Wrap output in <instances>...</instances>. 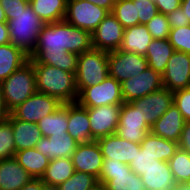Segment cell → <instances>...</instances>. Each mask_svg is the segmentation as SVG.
I'll list each match as a JSON object with an SVG mask.
<instances>
[{
  "instance_id": "cell-26",
  "label": "cell",
  "mask_w": 190,
  "mask_h": 190,
  "mask_svg": "<svg viewBox=\"0 0 190 190\" xmlns=\"http://www.w3.org/2000/svg\"><path fill=\"white\" fill-rule=\"evenodd\" d=\"M99 186L105 190H146L141 176L135 172L100 174Z\"/></svg>"
},
{
  "instance_id": "cell-43",
  "label": "cell",
  "mask_w": 190,
  "mask_h": 190,
  "mask_svg": "<svg viewBox=\"0 0 190 190\" xmlns=\"http://www.w3.org/2000/svg\"><path fill=\"white\" fill-rule=\"evenodd\" d=\"M132 172L130 166L120 161H113L112 159H103L102 170L100 174H119Z\"/></svg>"
},
{
  "instance_id": "cell-37",
  "label": "cell",
  "mask_w": 190,
  "mask_h": 190,
  "mask_svg": "<svg viewBox=\"0 0 190 190\" xmlns=\"http://www.w3.org/2000/svg\"><path fill=\"white\" fill-rule=\"evenodd\" d=\"M168 39L175 51L190 54V24L170 29Z\"/></svg>"
},
{
  "instance_id": "cell-46",
  "label": "cell",
  "mask_w": 190,
  "mask_h": 190,
  "mask_svg": "<svg viewBox=\"0 0 190 190\" xmlns=\"http://www.w3.org/2000/svg\"><path fill=\"white\" fill-rule=\"evenodd\" d=\"M178 146L179 149L190 154V121L184 123Z\"/></svg>"
},
{
  "instance_id": "cell-1",
  "label": "cell",
  "mask_w": 190,
  "mask_h": 190,
  "mask_svg": "<svg viewBox=\"0 0 190 190\" xmlns=\"http://www.w3.org/2000/svg\"><path fill=\"white\" fill-rule=\"evenodd\" d=\"M91 49V33L62 20L43 25L29 60L76 74L78 55Z\"/></svg>"
},
{
  "instance_id": "cell-53",
  "label": "cell",
  "mask_w": 190,
  "mask_h": 190,
  "mask_svg": "<svg viewBox=\"0 0 190 190\" xmlns=\"http://www.w3.org/2000/svg\"><path fill=\"white\" fill-rule=\"evenodd\" d=\"M6 22H7V17L5 11L2 9V6L0 4V23H6Z\"/></svg>"
},
{
  "instance_id": "cell-31",
  "label": "cell",
  "mask_w": 190,
  "mask_h": 190,
  "mask_svg": "<svg viewBox=\"0 0 190 190\" xmlns=\"http://www.w3.org/2000/svg\"><path fill=\"white\" fill-rule=\"evenodd\" d=\"M42 137L58 134H68V104H63L54 113L38 121Z\"/></svg>"
},
{
  "instance_id": "cell-9",
  "label": "cell",
  "mask_w": 190,
  "mask_h": 190,
  "mask_svg": "<svg viewBox=\"0 0 190 190\" xmlns=\"http://www.w3.org/2000/svg\"><path fill=\"white\" fill-rule=\"evenodd\" d=\"M62 105L63 103L57 98L36 91L25 102L15 108L11 114L18 120L37 124L38 121L54 113Z\"/></svg>"
},
{
  "instance_id": "cell-30",
  "label": "cell",
  "mask_w": 190,
  "mask_h": 190,
  "mask_svg": "<svg viewBox=\"0 0 190 190\" xmlns=\"http://www.w3.org/2000/svg\"><path fill=\"white\" fill-rule=\"evenodd\" d=\"M29 4L44 24L62 21L66 15L67 0H32Z\"/></svg>"
},
{
  "instance_id": "cell-13",
  "label": "cell",
  "mask_w": 190,
  "mask_h": 190,
  "mask_svg": "<svg viewBox=\"0 0 190 190\" xmlns=\"http://www.w3.org/2000/svg\"><path fill=\"white\" fill-rule=\"evenodd\" d=\"M163 87L171 92L190 88V54L174 51L162 73Z\"/></svg>"
},
{
  "instance_id": "cell-6",
  "label": "cell",
  "mask_w": 190,
  "mask_h": 190,
  "mask_svg": "<svg viewBox=\"0 0 190 190\" xmlns=\"http://www.w3.org/2000/svg\"><path fill=\"white\" fill-rule=\"evenodd\" d=\"M77 103L84 108H95L102 105H122L124 100L121 83L108 76L101 83L84 88L78 94Z\"/></svg>"
},
{
  "instance_id": "cell-10",
  "label": "cell",
  "mask_w": 190,
  "mask_h": 190,
  "mask_svg": "<svg viewBox=\"0 0 190 190\" xmlns=\"http://www.w3.org/2000/svg\"><path fill=\"white\" fill-rule=\"evenodd\" d=\"M151 131L146 121L130 102L121 105L118 125L115 134L130 142L141 144Z\"/></svg>"
},
{
  "instance_id": "cell-20",
  "label": "cell",
  "mask_w": 190,
  "mask_h": 190,
  "mask_svg": "<svg viewBox=\"0 0 190 190\" xmlns=\"http://www.w3.org/2000/svg\"><path fill=\"white\" fill-rule=\"evenodd\" d=\"M67 132L78 143H90L94 141L91 135L88 108L80 106L77 102L68 103Z\"/></svg>"
},
{
  "instance_id": "cell-33",
  "label": "cell",
  "mask_w": 190,
  "mask_h": 190,
  "mask_svg": "<svg viewBox=\"0 0 190 190\" xmlns=\"http://www.w3.org/2000/svg\"><path fill=\"white\" fill-rule=\"evenodd\" d=\"M177 184L190 183V154L178 148L168 161Z\"/></svg>"
},
{
  "instance_id": "cell-21",
  "label": "cell",
  "mask_w": 190,
  "mask_h": 190,
  "mask_svg": "<svg viewBox=\"0 0 190 190\" xmlns=\"http://www.w3.org/2000/svg\"><path fill=\"white\" fill-rule=\"evenodd\" d=\"M32 178L14 157L0 160V190H20Z\"/></svg>"
},
{
  "instance_id": "cell-18",
  "label": "cell",
  "mask_w": 190,
  "mask_h": 190,
  "mask_svg": "<svg viewBox=\"0 0 190 190\" xmlns=\"http://www.w3.org/2000/svg\"><path fill=\"white\" fill-rule=\"evenodd\" d=\"M78 142L69 134H58L42 137L36 144V149L50 160L57 158H71Z\"/></svg>"
},
{
  "instance_id": "cell-35",
  "label": "cell",
  "mask_w": 190,
  "mask_h": 190,
  "mask_svg": "<svg viewBox=\"0 0 190 190\" xmlns=\"http://www.w3.org/2000/svg\"><path fill=\"white\" fill-rule=\"evenodd\" d=\"M111 13L124 29L140 24L139 20H136V11L132 0H116Z\"/></svg>"
},
{
  "instance_id": "cell-39",
  "label": "cell",
  "mask_w": 190,
  "mask_h": 190,
  "mask_svg": "<svg viewBox=\"0 0 190 190\" xmlns=\"http://www.w3.org/2000/svg\"><path fill=\"white\" fill-rule=\"evenodd\" d=\"M136 11V20L140 24H146L158 14L155 2L151 0H132Z\"/></svg>"
},
{
  "instance_id": "cell-2",
  "label": "cell",
  "mask_w": 190,
  "mask_h": 190,
  "mask_svg": "<svg viewBox=\"0 0 190 190\" xmlns=\"http://www.w3.org/2000/svg\"><path fill=\"white\" fill-rule=\"evenodd\" d=\"M36 91L57 98L61 103H75L78 99L75 74L47 64H33Z\"/></svg>"
},
{
  "instance_id": "cell-15",
  "label": "cell",
  "mask_w": 190,
  "mask_h": 190,
  "mask_svg": "<svg viewBox=\"0 0 190 190\" xmlns=\"http://www.w3.org/2000/svg\"><path fill=\"white\" fill-rule=\"evenodd\" d=\"M121 105H102L88 108V117L93 140L115 134Z\"/></svg>"
},
{
  "instance_id": "cell-27",
  "label": "cell",
  "mask_w": 190,
  "mask_h": 190,
  "mask_svg": "<svg viewBox=\"0 0 190 190\" xmlns=\"http://www.w3.org/2000/svg\"><path fill=\"white\" fill-rule=\"evenodd\" d=\"M142 150L155 157V160L168 162L179 146L177 142L167 140L153 134L151 131L140 144Z\"/></svg>"
},
{
  "instance_id": "cell-49",
  "label": "cell",
  "mask_w": 190,
  "mask_h": 190,
  "mask_svg": "<svg viewBox=\"0 0 190 190\" xmlns=\"http://www.w3.org/2000/svg\"><path fill=\"white\" fill-rule=\"evenodd\" d=\"M10 43L7 23H0V45Z\"/></svg>"
},
{
  "instance_id": "cell-34",
  "label": "cell",
  "mask_w": 190,
  "mask_h": 190,
  "mask_svg": "<svg viewBox=\"0 0 190 190\" xmlns=\"http://www.w3.org/2000/svg\"><path fill=\"white\" fill-rule=\"evenodd\" d=\"M98 179L91 174L75 171L65 182L58 185L59 190H97Z\"/></svg>"
},
{
  "instance_id": "cell-52",
  "label": "cell",
  "mask_w": 190,
  "mask_h": 190,
  "mask_svg": "<svg viewBox=\"0 0 190 190\" xmlns=\"http://www.w3.org/2000/svg\"><path fill=\"white\" fill-rule=\"evenodd\" d=\"M173 190H190V183L177 184Z\"/></svg>"
},
{
  "instance_id": "cell-4",
  "label": "cell",
  "mask_w": 190,
  "mask_h": 190,
  "mask_svg": "<svg viewBox=\"0 0 190 190\" xmlns=\"http://www.w3.org/2000/svg\"><path fill=\"white\" fill-rule=\"evenodd\" d=\"M7 110L11 113L36 92L35 69L29 60L0 83Z\"/></svg>"
},
{
  "instance_id": "cell-45",
  "label": "cell",
  "mask_w": 190,
  "mask_h": 190,
  "mask_svg": "<svg viewBox=\"0 0 190 190\" xmlns=\"http://www.w3.org/2000/svg\"><path fill=\"white\" fill-rule=\"evenodd\" d=\"M155 4L158 13L167 15L180 7L181 0H156Z\"/></svg>"
},
{
  "instance_id": "cell-8",
  "label": "cell",
  "mask_w": 190,
  "mask_h": 190,
  "mask_svg": "<svg viewBox=\"0 0 190 190\" xmlns=\"http://www.w3.org/2000/svg\"><path fill=\"white\" fill-rule=\"evenodd\" d=\"M148 68L145 56L117 49L108 52L109 76L118 82L135 77Z\"/></svg>"
},
{
  "instance_id": "cell-42",
  "label": "cell",
  "mask_w": 190,
  "mask_h": 190,
  "mask_svg": "<svg viewBox=\"0 0 190 190\" xmlns=\"http://www.w3.org/2000/svg\"><path fill=\"white\" fill-rule=\"evenodd\" d=\"M0 4L5 11L7 21H9L13 19V15L25 10L29 2L25 0H0Z\"/></svg>"
},
{
  "instance_id": "cell-7",
  "label": "cell",
  "mask_w": 190,
  "mask_h": 190,
  "mask_svg": "<svg viewBox=\"0 0 190 190\" xmlns=\"http://www.w3.org/2000/svg\"><path fill=\"white\" fill-rule=\"evenodd\" d=\"M108 14L106 9L87 0H67L64 20L92 34Z\"/></svg>"
},
{
  "instance_id": "cell-14",
  "label": "cell",
  "mask_w": 190,
  "mask_h": 190,
  "mask_svg": "<svg viewBox=\"0 0 190 190\" xmlns=\"http://www.w3.org/2000/svg\"><path fill=\"white\" fill-rule=\"evenodd\" d=\"M124 27L110 12L92 32V47L96 50L112 52L120 48Z\"/></svg>"
},
{
  "instance_id": "cell-32",
  "label": "cell",
  "mask_w": 190,
  "mask_h": 190,
  "mask_svg": "<svg viewBox=\"0 0 190 190\" xmlns=\"http://www.w3.org/2000/svg\"><path fill=\"white\" fill-rule=\"evenodd\" d=\"M71 158H57L49 162L41 180L44 184L58 186L74 174Z\"/></svg>"
},
{
  "instance_id": "cell-47",
  "label": "cell",
  "mask_w": 190,
  "mask_h": 190,
  "mask_svg": "<svg viewBox=\"0 0 190 190\" xmlns=\"http://www.w3.org/2000/svg\"><path fill=\"white\" fill-rule=\"evenodd\" d=\"M20 190H44V183L41 178H32Z\"/></svg>"
},
{
  "instance_id": "cell-44",
  "label": "cell",
  "mask_w": 190,
  "mask_h": 190,
  "mask_svg": "<svg viewBox=\"0 0 190 190\" xmlns=\"http://www.w3.org/2000/svg\"><path fill=\"white\" fill-rule=\"evenodd\" d=\"M167 18L171 29L184 27L190 24V22H185V16L181 7L177 8L173 12L168 13Z\"/></svg>"
},
{
  "instance_id": "cell-36",
  "label": "cell",
  "mask_w": 190,
  "mask_h": 190,
  "mask_svg": "<svg viewBox=\"0 0 190 190\" xmlns=\"http://www.w3.org/2000/svg\"><path fill=\"white\" fill-rule=\"evenodd\" d=\"M15 153L12 124L6 119L0 122V160L13 158Z\"/></svg>"
},
{
  "instance_id": "cell-17",
  "label": "cell",
  "mask_w": 190,
  "mask_h": 190,
  "mask_svg": "<svg viewBox=\"0 0 190 190\" xmlns=\"http://www.w3.org/2000/svg\"><path fill=\"white\" fill-rule=\"evenodd\" d=\"M103 159H112L130 165L136 153L140 151V144L120 138L116 134L108 135L97 140Z\"/></svg>"
},
{
  "instance_id": "cell-22",
  "label": "cell",
  "mask_w": 190,
  "mask_h": 190,
  "mask_svg": "<svg viewBox=\"0 0 190 190\" xmlns=\"http://www.w3.org/2000/svg\"><path fill=\"white\" fill-rule=\"evenodd\" d=\"M141 178L146 190H173L177 185L168 162L159 160L143 171Z\"/></svg>"
},
{
  "instance_id": "cell-54",
  "label": "cell",
  "mask_w": 190,
  "mask_h": 190,
  "mask_svg": "<svg viewBox=\"0 0 190 190\" xmlns=\"http://www.w3.org/2000/svg\"><path fill=\"white\" fill-rule=\"evenodd\" d=\"M44 190H59L58 186L44 184Z\"/></svg>"
},
{
  "instance_id": "cell-5",
  "label": "cell",
  "mask_w": 190,
  "mask_h": 190,
  "mask_svg": "<svg viewBox=\"0 0 190 190\" xmlns=\"http://www.w3.org/2000/svg\"><path fill=\"white\" fill-rule=\"evenodd\" d=\"M108 76V52L91 49L78 55L75 74L78 94L84 88L101 83Z\"/></svg>"
},
{
  "instance_id": "cell-25",
  "label": "cell",
  "mask_w": 190,
  "mask_h": 190,
  "mask_svg": "<svg viewBox=\"0 0 190 190\" xmlns=\"http://www.w3.org/2000/svg\"><path fill=\"white\" fill-rule=\"evenodd\" d=\"M29 61L22 49L7 43L0 45V83Z\"/></svg>"
},
{
  "instance_id": "cell-29",
  "label": "cell",
  "mask_w": 190,
  "mask_h": 190,
  "mask_svg": "<svg viewBox=\"0 0 190 190\" xmlns=\"http://www.w3.org/2000/svg\"><path fill=\"white\" fill-rule=\"evenodd\" d=\"M14 158L33 178H41L50 162L36 148L16 151Z\"/></svg>"
},
{
  "instance_id": "cell-16",
  "label": "cell",
  "mask_w": 190,
  "mask_h": 190,
  "mask_svg": "<svg viewBox=\"0 0 190 190\" xmlns=\"http://www.w3.org/2000/svg\"><path fill=\"white\" fill-rule=\"evenodd\" d=\"M71 159L75 171L91 174L99 180L103 155L97 141L79 143Z\"/></svg>"
},
{
  "instance_id": "cell-19",
  "label": "cell",
  "mask_w": 190,
  "mask_h": 190,
  "mask_svg": "<svg viewBox=\"0 0 190 190\" xmlns=\"http://www.w3.org/2000/svg\"><path fill=\"white\" fill-rule=\"evenodd\" d=\"M185 120L173 103L172 106L154 123L151 132L159 137L177 142L180 139Z\"/></svg>"
},
{
  "instance_id": "cell-11",
  "label": "cell",
  "mask_w": 190,
  "mask_h": 190,
  "mask_svg": "<svg viewBox=\"0 0 190 190\" xmlns=\"http://www.w3.org/2000/svg\"><path fill=\"white\" fill-rule=\"evenodd\" d=\"M163 87L162 74L148 67L135 77L121 82L124 102H132Z\"/></svg>"
},
{
  "instance_id": "cell-40",
  "label": "cell",
  "mask_w": 190,
  "mask_h": 190,
  "mask_svg": "<svg viewBox=\"0 0 190 190\" xmlns=\"http://www.w3.org/2000/svg\"><path fill=\"white\" fill-rule=\"evenodd\" d=\"M156 164L157 160H155V157L145 152V150L140 149L129 166L133 172L139 176H142L143 171Z\"/></svg>"
},
{
  "instance_id": "cell-38",
  "label": "cell",
  "mask_w": 190,
  "mask_h": 190,
  "mask_svg": "<svg viewBox=\"0 0 190 190\" xmlns=\"http://www.w3.org/2000/svg\"><path fill=\"white\" fill-rule=\"evenodd\" d=\"M145 25L153 39L160 40V39L169 38V33L171 28L167 15L158 13Z\"/></svg>"
},
{
  "instance_id": "cell-41",
  "label": "cell",
  "mask_w": 190,
  "mask_h": 190,
  "mask_svg": "<svg viewBox=\"0 0 190 190\" xmlns=\"http://www.w3.org/2000/svg\"><path fill=\"white\" fill-rule=\"evenodd\" d=\"M173 103L181 112L185 122L190 121V88L174 92Z\"/></svg>"
},
{
  "instance_id": "cell-48",
  "label": "cell",
  "mask_w": 190,
  "mask_h": 190,
  "mask_svg": "<svg viewBox=\"0 0 190 190\" xmlns=\"http://www.w3.org/2000/svg\"><path fill=\"white\" fill-rule=\"evenodd\" d=\"M101 8L106 9L109 13L112 12L116 0H87Z\"/></svg>"
},
{
  "instance_id": "cell-24",
  "label": "cell",
  "mask_w": 190,
  "mask_h": 190,
  "mask_svg": "<svg viewBox=\"0 0 190 190\" xmlns=\"http://www.w3.org/2000/svg\"><path fill=\"white\" fill-rule=\"evenodd\" d=\"M152 40L153 38L146 25L138 24L124 29L123 40L119 49L145 56Z\"/></svg>"
},
{
  "instance_id": "cell-51",
  "label": "cell",
  "mask_w": 190,
  "mask_h": 190,
  "mask_svg": "<svg viewBox=\"0 0 190 190\" xmlns=\"http://www.w3.org/2000/svg\"><path fill=\"white\" fill-rule=\"evenodd\" d=\"M180 7L185 16V22H190V0H181Z\"/></svg>"
},
{
  "instance_id": "cell-3",
  "label": "cell",
  "mask_w": 190,
  "mask_h": 190,
  "mask_svg": "<svg viewBox=\"0 0 190 190\" xmlns=\"http://www.w3.org/2000/svg\"><path fill=\"white\" fill-rule=\"evenodd\" d=\"M6 23L9 29L10 43L30 56L35 49L38 35L43 28V21L28 4L25 10L13 15V19Z\"/></svg>"
},
{
  "instance_id": "cell-55",
  "label": "cell",
  "mask_w": 190,
  "mask_h": 190,
  "mask_svg": "<svg viewBox=\"0 0 190 190\" xmlns=\"http://www.w3.org/2000/svg\"><path fill=\"white\" fill-rule=\"evenodd\" d=\"M97 190H105L103 187H99Z\"/></svg>"
},
{
  "instance_id": "cell-50",
  "label": "cell",
  "mask_w": 190,
  "mask_h": 190,
  "mask_svg": "<svg viewBox=\"0 0 190 190\" xmlns=\"http://www.w3.org/2000/svg\"><path fill=\"white\" fill-rule=\"evenodd\" d=\"M10 115V112L7 110L4 99H3V94L0 86V122L8 119Z\"/></svg>"
},
{
  "instance_id": "cell-28",
  "label": "cell",
  "mask_w": 190,
  "mask_h": 190,
  "mask_svg": "<svg viewBox=\"0 0 190 190\" xmlns=\"http://www.w3.org/2000/svg\"><path fill=\"white\" fill-rule=\"evenodd\" d=\"M174 51L168 38L160 40L153 39L145 54V58L148 61V67L162 74Z\"/></svg>"
},
{
  "instance_id": "cell-12",
  "label": "cell",
  "mask_w": 190,
  "mask_h": 190,
  "mask_svg": "<svg viewBox=\"0 0 190 190\" xmlns=\"http://www.w3.org/2000/svg\"><path fill=\"white\" fill-rule=\"evenodd\" d=\"M151 128L154 123L172 106L173 92L162 87L150 94L130 102Z\"/></svg>"
},
{
  "instance_id": "cell-23",
  "label": "cell",
  "mask_w": 190,
  "mask_h": 190,
  "mask_svg": "<svg viewBox=\"0 0 190 190\" xmlns=\"http://www.w3.org/2000/svg\"><path fill=\"white\" fill-rule=\"evenodd\" d=\"M7 120L12 124L16 151L36 147L42 138L38 124L18 120L11 113Z\"/></svg>"
}]
</instances>
